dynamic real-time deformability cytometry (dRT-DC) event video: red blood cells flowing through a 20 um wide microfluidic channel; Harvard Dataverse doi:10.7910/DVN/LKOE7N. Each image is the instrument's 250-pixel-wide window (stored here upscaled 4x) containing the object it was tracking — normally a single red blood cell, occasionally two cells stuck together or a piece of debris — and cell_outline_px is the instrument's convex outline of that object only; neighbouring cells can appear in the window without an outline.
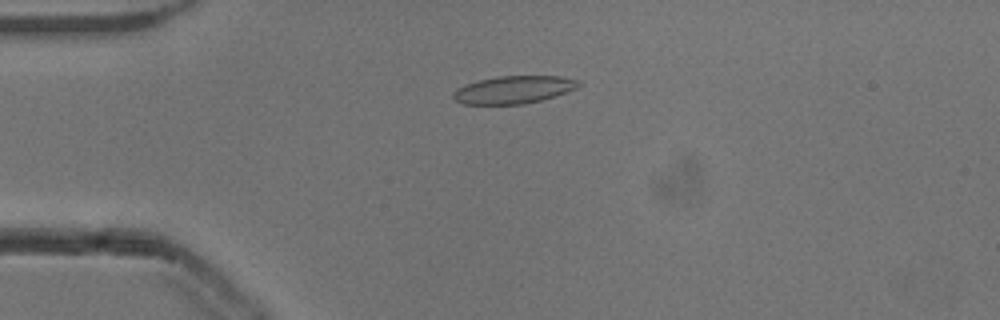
{"species": "common noctule bat (a hibernating species)", "species_latin": "Nyctalus noctula", "temperature_condition": "cold", "stored_images_in_passage": 32, "camera_frame_rate_fps": 3000, "um_per_image_px": 0.085, "animal": {"sex": "male", "body_mass_g": 13.3}, "frame": {"image": 1, "passage_image": 13, "time_ms": 4.0, "image_size_px": [1000, 320], "cell_outline_px": [[580, 84], [576, 88], [540, 100], [524, 104], [464, 104], [456, 100], [452, 96], [452, 92], [456, 88], [464, 84], [496, 76], [560, 76], [580, 80]], "centroid_in_image_um": [43.61, 7.61], "position_along_channel_um": 41.4, "area_um2": 20.06}}
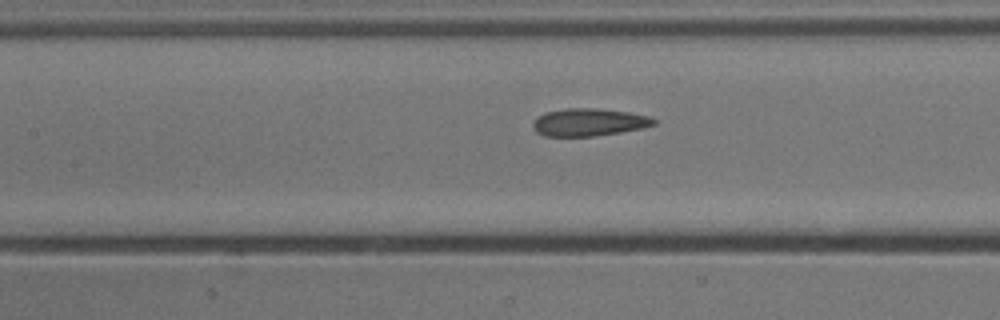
{"frame": {"image": 2, "passage_image": 24, "time_ms": 7.667, "image_size_px": [1000, 320], "cell_outline_px": [[656, 124], [644, 128], [620, 132], [592, 136], [544, 136], [536, 132], [532, 128], [532, 124], [544, 112], [568, 108], [596, 108], [628, 112], [652, 116], [656, 120]], "centroid_in_image_um": [50.08, 10.39], "position_along_channel_um": 157.3, "area_um2": 19.48}}
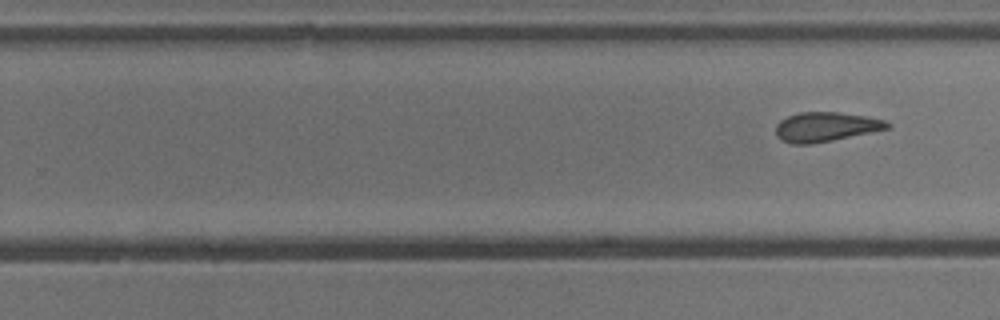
{"frame": {"image": 3, "passage_image": 32, "time_ms": 10.333, "image_size_px": [1000, 320], "cell_outline_px": [[892, 128], [812, 144], [792, 144], [780, 140], [776, 136], [776, 124], [780, 120], [788, 116], [800, 112], [836, 112], [864, 116], [888, 120], [892, 124]], "centroid_in_image_um": [70.21, 10.79], "position_along_channel_um": 259.6, "area_um2": 19.31}}